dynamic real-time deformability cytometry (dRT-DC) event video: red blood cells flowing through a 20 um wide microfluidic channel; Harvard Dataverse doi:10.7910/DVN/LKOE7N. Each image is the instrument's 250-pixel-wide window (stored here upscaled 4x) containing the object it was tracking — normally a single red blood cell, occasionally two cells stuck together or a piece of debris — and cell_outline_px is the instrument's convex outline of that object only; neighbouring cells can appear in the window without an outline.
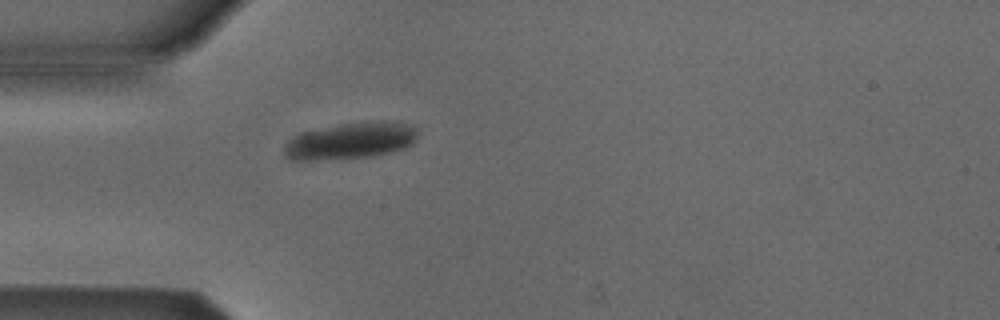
{"species": "Egyptian fruit bat (a non-hibernating species)", "species_latin": "Rousettus aegyptiacus", "temperature_condition": "cold", "stored_images_in_passage": 1, "camera_frame_rate_fps": 3000, "um_per_image_px": 0.085, "animal": {"sex": "male"}, "frame": {"image": 1, "passage_image": 1, "time_ms": 0.0, "image_size_px": [1000, 320], "cell_outline_px": [[416, 136], [412, 144], [404, 148], [372, 156], [316, 160], [292, 160], [284, 152], [284, 148], [288, 140], [300, 132], [340, 124], [364, 120], [400, 120], [412, 124], [416, 128]], "centroid_in_image_um": [29.84, 11.92], "position_along_channel_um": 55.2, "area_um2": 28.78}}